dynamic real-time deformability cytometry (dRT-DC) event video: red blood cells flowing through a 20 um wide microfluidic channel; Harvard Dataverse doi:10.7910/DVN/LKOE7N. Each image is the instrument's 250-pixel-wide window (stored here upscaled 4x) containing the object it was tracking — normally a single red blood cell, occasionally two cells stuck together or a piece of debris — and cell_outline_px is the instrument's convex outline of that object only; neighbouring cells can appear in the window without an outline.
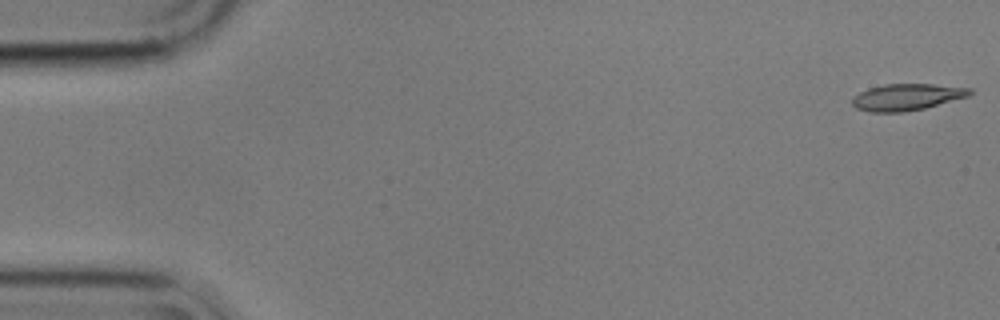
{"species": "common noctule bat (a hibernating species)", "species_latin": "Nyctalus noctula", "temperature_condition": "cold", "stored_images_in_passage": 18, "camera_frame_rate_fps": 3000, "um_per_image_px": 0.085, "animal": {"sex": "male", "body_mass_g": 17.9}, "frame": {"image": 1, "passage_image": 1, "time_ms": 0.0, "image_size_px": [1000, 320], "cell_outline_px": [[972, 92], [968, 96], [924, 108], [904, 112], [868, 112], [856, 108], [852, 104], [852, 100], [860, 92], [868, 88], [884, 84], [932, 84], [972, 88]], "centroid_in_image_um": [77.07, 8.25], "position_along_channel_um": 7.9, "area_um2": 18.09}}
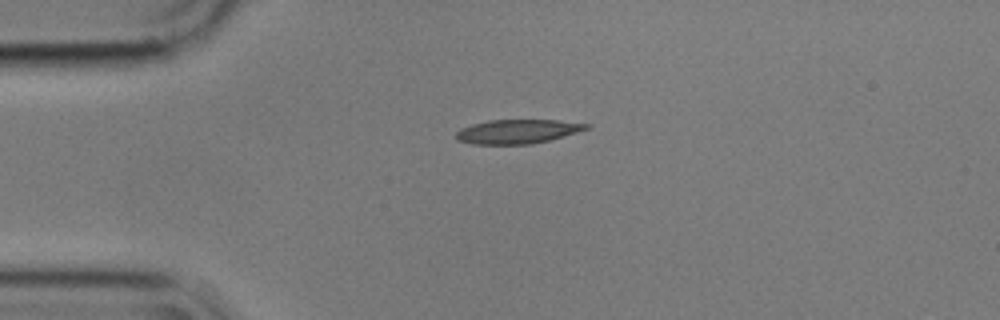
{"frame": {"image": 2, "passage_image": 13, "time_ms": 4.0, "image_size_px": [1000, 320], "cell_outline_px": [[592, 124], [588, 128], [576, 132], [548, 140], [532, 144], [472, 144], [456, 140], [456, 132], [460, 128], [472, 124], [488, 120], [556, 120]], "centroid_in_image_um": [43.94, 11.17], "position_along_channel_um": 41.1, "area_um2": 18.21}}